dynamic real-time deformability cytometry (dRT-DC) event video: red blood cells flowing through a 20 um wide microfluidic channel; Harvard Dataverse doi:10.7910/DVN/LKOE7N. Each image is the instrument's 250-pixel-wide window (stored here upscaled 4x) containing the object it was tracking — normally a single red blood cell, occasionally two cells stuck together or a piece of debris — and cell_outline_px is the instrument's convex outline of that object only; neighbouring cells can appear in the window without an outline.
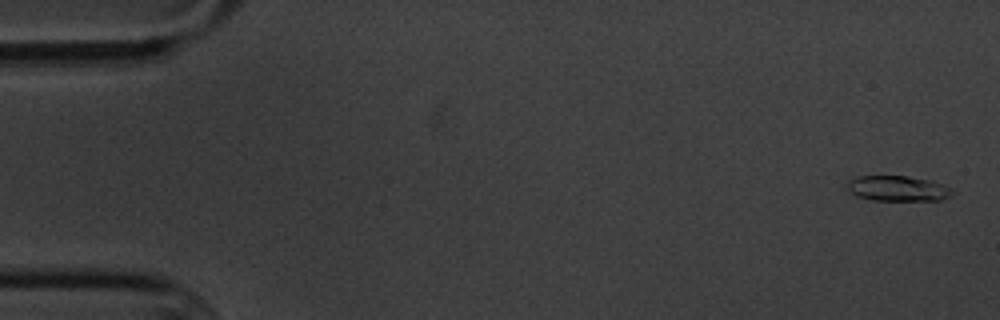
{"species": "common noctule bat (a hibernating species)", "species_latin": "Nyctalus noctula", "temperature_condition": "cold", "stored_images_in_passage": 15, "camera_frame_rate_fps": 3000, "um_per_image_px": 0.085, "animal": {"sex": "male", "body_mass_g": 20.1, "forearm_length_mm": 53.5}, "frame": {"image": 1, "passage_image": 1, "time_ms": 0.0, "image_size_px": [1000, 320], "cell_outline_px": [[956, 192], [940, 200], [872, 200], [856, 196], [848, 188], [848, 180], [860, 176], [908, 176], [928, 180], [944, 184], [952, 188]], "centroid_in_image_um": [76.35, 16.02], "position_along_channel_um": 8.7, "area_um2": 15.43}}
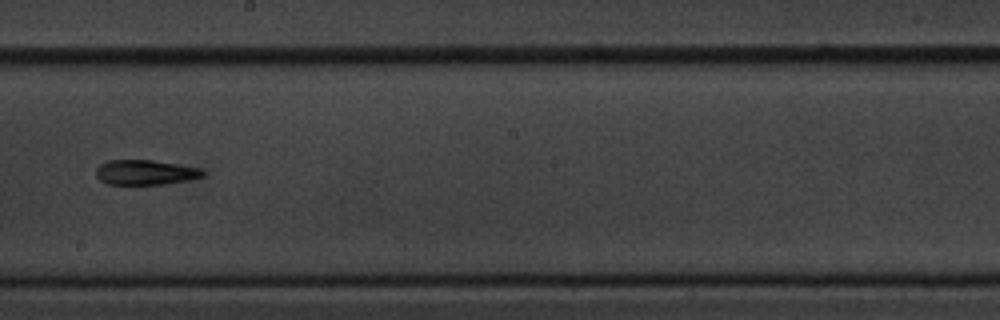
{"frame": {"image": 2, "passage_image": 9, "time_ms": 10.333, "image_size_px": [1000, 320], "cell_outline_px": [[204, 176], [184, 180], [160, 184], [108, 184], [100, 180], [96, 176], [96, 168], [100, 164], [108, 160], [152, 160], [200, 168], [204, 172]], "centroid_in_image_um": [12.3, 14.64], "position_along_channel_um": 235.9, "area_um2": 15.26}}
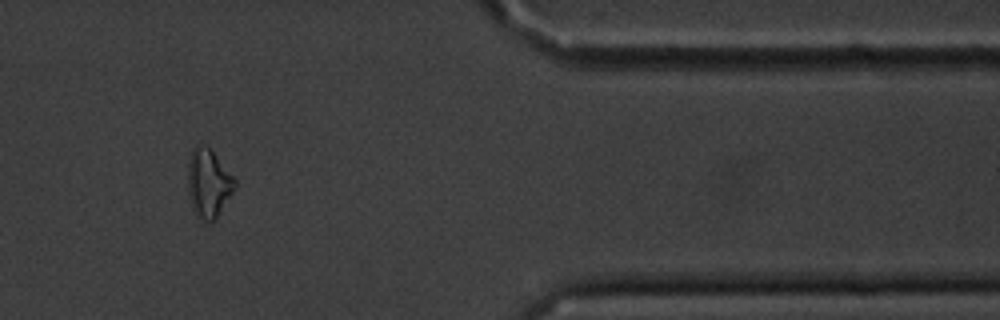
{"frame": {"image": 3, "passage_image": 13, "time_ms": 15.667, "image_size_px": [1000, 320], "cell_outline_px": [[236, 188], [216, 220], [212, 224], [200, 220], [196, 216], [192, 208], [188, 196], [188, 160], [192, 148], [196, 144], [200, 144], [208, 148], [212, 152], [236, 180]], "centroid_in_image_um": [17.7, 15.65], "position_along_channel_um": 393.7, "area_um2": 19.02}, "authors_computed_cell_mechanics": {"area_um2": 15.4326, "velocity_mm_per_s": 3.4547, "shape_relaxation_time_tau1_ms": 6.5727, "shape_relaxation_time_tau2_ms": null, "deformation_change_tau1": 0.181, "deformation_change_tau2": null}}